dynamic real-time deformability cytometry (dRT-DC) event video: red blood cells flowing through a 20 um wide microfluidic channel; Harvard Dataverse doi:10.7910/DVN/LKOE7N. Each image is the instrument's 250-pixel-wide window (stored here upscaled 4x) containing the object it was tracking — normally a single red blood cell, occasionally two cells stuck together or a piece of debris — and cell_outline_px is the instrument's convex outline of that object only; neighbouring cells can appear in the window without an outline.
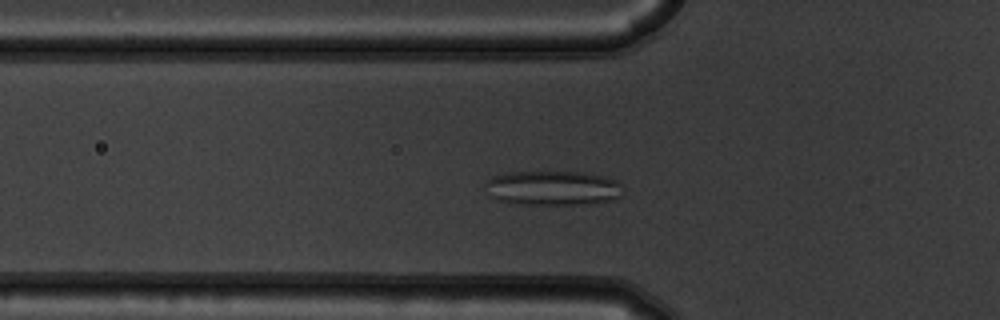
{"species": "common noctule bat (a hibernating species)", "species_latin": "Nyctalus noctula", "temperature_condition": "warm", "stored_images_in_passage": 50, "camera_frame_rate_fps": 3000, "um_per_image_px": 0.085, "animal": {"sex": "male", "body_mass_g": 19.5, "forearm_length_mm": 54.6}, "frame": {"image": 1, "passage_image": 14, "time_ms": 4.333, "image_size_px": [1000, 320], "cell_outline_px": [[620, 196], [608, 200], [576, 204], [512, 204], [496, 200], [488, 196], [484, 180], [492, 176], [508, 172], [584, 172], [604, 176], [616, 180], [620, 184]], "centroid_in_image_um": [46.86, 15.97], "position_along_channel_um": 78.9, "area_um2": 27.74}}
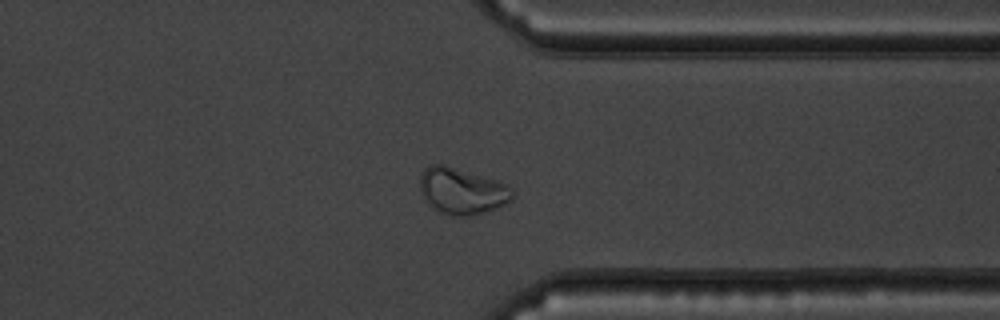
{"frame": {"image": 2, "passage_image": 38, "time_ms": 12.333, "image_size_px": [1000, 320], "cell_outline_px": [[512, 200], [496, 208], [472, 216], [452, 216], [436, 208], [424, 200], [420, 188], [420, 176], [424, 168], [428, 164], [444, 164], [496, 180], [508, 184], [512, 188]], "centroid_in_image_um": [39.26, 16.22], "position_along_channel_um": 372.1, "area_um2": 24.85}}
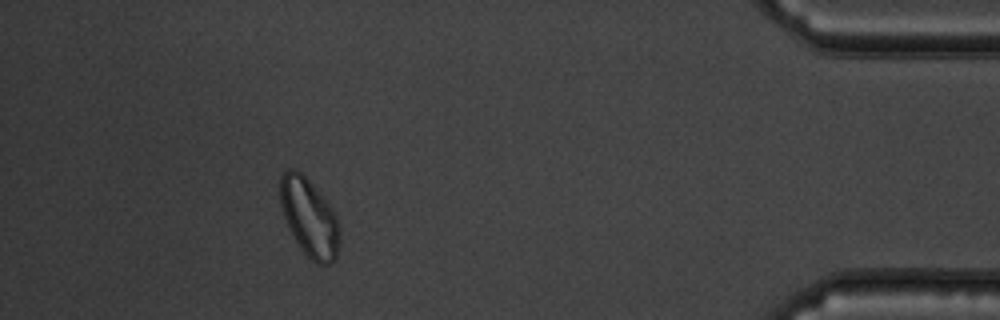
{"frame": {"image": 3, "passage_image": 45, "time_ms": 14.667, "image_size_px": [1000, 320], "cell_outline_px": [[340, 240], [336, 260], [328, 264], [316, 264], [300, 248], [288, 228], [280, 204], [280, 176], [288, 168], [296, 168], [312, 184], [332, 208], [336, 216], [340, 228]], "centroid_in_image_um": [26.29, 18.5], "position_along_channel_um": 408.9, "area_um2": 27.11}, "authors_computed_cell_mechanics": {"area_um2": 24.9118, "velocity_mm_per_s": 3.6714, "shape_relaxation_time_tau1_ms": null, "shape_relaxation_time_tau2_ms": 2.2555, "deformation_change_tau1": null, "deformation_change_tau2": 0.0725}}